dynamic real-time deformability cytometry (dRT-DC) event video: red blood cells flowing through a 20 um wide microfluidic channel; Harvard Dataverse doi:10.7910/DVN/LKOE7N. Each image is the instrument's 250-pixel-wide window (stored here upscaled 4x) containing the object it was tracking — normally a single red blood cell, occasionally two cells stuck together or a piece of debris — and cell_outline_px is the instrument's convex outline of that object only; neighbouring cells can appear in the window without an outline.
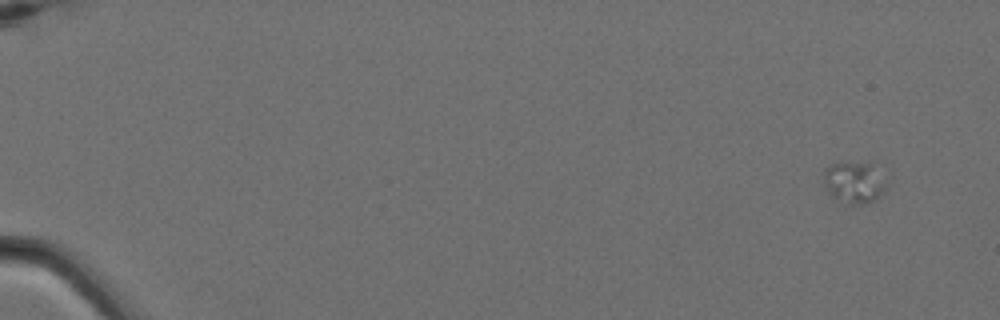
{"species": "Egyptian fruit bat (a non-hibernating species)", "species_latin": "Rousettus aegyptiacus", "temperature_condition": "cold", "stored_images_in_passage": 6, "camera_frame_rate_fps": 3000, "um_per_image_px": 0.085, "animal": {"sex": "female"}, "frame": {"image": 1, "passage_image": 1, "time_ms": 0.0, "image_size_px": [1000, 320], "cell_outline_px": [[884, 192], [876, 200], [864, 204], [848, 204], [832, 196], [828, 192], [824, 184], [824, 168], [828, 164], [868, 160], [872, 160], [884, 188]], "centroid_in_image_um": [72.55, 15.46], "position_along_channel_um": 12.4, "area_um2": 15.26}}
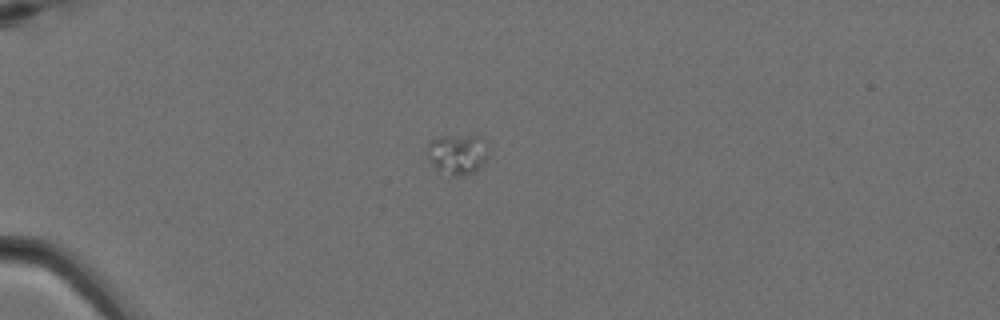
{"frame": {"image": 2, "passage_image": 5, "time_ms": 1.333, "image_size_px": [1000, 320], "cell_outline_px": [[488, 156], [484, 164], [476, 172], [456, 176], [448, 176], [436, 168], [428, 160], [428, 140], [440, 136], [484, 136], [488, 148]], "centroid_in_image_um": [38.91, 13.1], "position_along_channel_um": 46.1, "area_um2": 14.74}}